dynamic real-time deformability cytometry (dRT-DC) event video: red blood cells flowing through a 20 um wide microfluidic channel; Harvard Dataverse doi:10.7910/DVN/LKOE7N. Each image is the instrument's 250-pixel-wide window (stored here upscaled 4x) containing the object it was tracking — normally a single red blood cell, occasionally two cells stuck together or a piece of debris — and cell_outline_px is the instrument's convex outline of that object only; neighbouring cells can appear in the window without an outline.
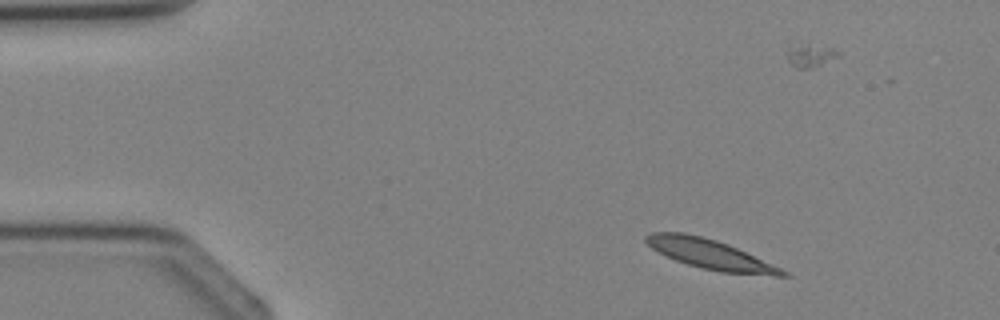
{"species": "Egyptian fruit bat (a non-hibernating species)", "species_latin": "Rousettus aegyptiacus", "temperature_condition": "cold", "stored_images_in_passage": 5, "camera_frame_rate_fps": 3000, "um_per_image_px": 0.085, "animal": {"sex": "female"}, "frame": {"image": 1, "passage_image": 2, "time_ms": 1.333, "image_size_px": [1000, 320], "cell_outline_px": [[792, 276], [776, 276], [720, 272], [700, 268], [676, 260], [652, 248], [644, 240], [644, 236], [652, 232], [684, 232], [716, 240], [728, 244], [780, 268], [788, 272]], "centroid_in_image_um": [60.36, 21.61], "position_along_channel_um": 24.6, "area_um2": 23.29}}
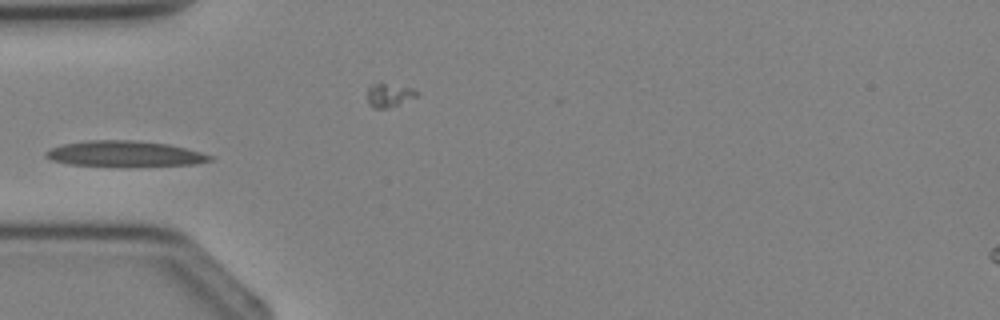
{"frame": {"image": 2, "passage_image": 4, "time_ms": 3.667, "image_size_px": [1000, 320], "cell_outline_px": [[216, 156], [212, 160], [196, 164], [128, 168], [68, 164], [52, 160], [44, 156], [44, 152], [48, 148], [64, 144], [84, 140], [136, 140], [168, 144]], "centroid_in_image_um": [10.59, 13.1], "position_along_channel_um": 74.4, "area_um2": 25.49}}